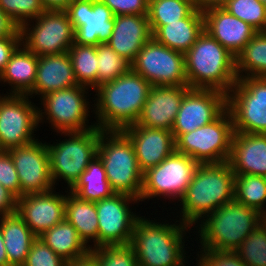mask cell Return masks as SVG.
Segmentation results:
<instances>
[{
    "mask_svg": "<svg viewBox=\"0 0 266 266\" xmlns=\"http://www.w3.org/2000/svg\"><path fill=\"white\" fill-rule=\"evenodd\" d=\"M3 151H4V149H3V147H2V145L0 143V153L3 152Z\"/></svg>",
    "mask_w": 266,
    "mask_h": 266,
    "instance_id": "obj_52",
    "label": "cell"
},
{
    "mask_svg": "<svg viewBox=\"0 0 266 266\" xmlns=\"http://www.w3.org/2000/svg\"><path fill=\"white\" fill-rule=\"evenodd\" d=\"M0 184L20 198V183L9 151L0 153Z\"/></svg>",
    "mask_w": 266,
    "mask_h": 266,
    "instance_id": "obj_42",
    "label": "cell"
},
{
    "mask_svg": "<svg viewBox=\"0 0 266 266\" xmlns=\"http://www.w3.org/2000/svg\"><path fill=\"white\" fill-rule=\"evenodd\" d=\"M0 266H9L8 256L4 246V239L0 226Z\"/></svg>",
    "mask_w": 266,
    "mask_h": 266,
    "instance_id": "obj_51",
    "label": "cell"
},
{
    "mask_svg": "<svg viewBox=\"0 0 266 266\" xmlns=\"http://www.w3.org/2000/svg\"><path fill=\"white\" fill-rule=\"evenodd\" d=\"M203 16L204 30L234 56H237L258 32L222 7L209 8L203 11Z\"/></svg>",
    "mask_w": 266,
    "mask_h": 266,
    "instance_id": "obj_22",
    "label": "cell"
},
{
    "mask_svg": "<svg viewBox=\"0 0 266 266\" xmlns=\"http://www.w3.org/2000/svg\"><path fill=\"white\" fill-rule=\"evenodd\" d=\"M72 0H40L45 10H65Z\"/></svg>",
    "mask_w": 266,
    "mask_h": 266,
    "instance_id": "obj_48",
    "label": "cell"
},
{
    "mask_svg": "<svg viewBox=\"0 0 266 266\" xmlns=\"http://www.w3.org/2000/svg\"><path fill=\"white\" fill-rule=\"evenodd\" d=\"M151 38L148 15H117L114 16V27L107 44L118 55L132 63Z\"/></svg>",
    "mask_w": 266,
    "mask_h": 266,
    "instance_id": "obj_23",
    "label": "cell"
},
{
    "mask_svg": "<svg viewBox=\"0 0 266 266\" xmlns=\"http://www.w3.org/2000/svg\"><path fill=\"white\" fill-rule=\"evenodd\" d=\"M20 32L22 44L37 56L68 52L74 43L75 31L65 10H45Z\"/></svg>",
    "mask_w": 266,
    "mask_h": 266,
    "instance_id": "obj_12",
    "label": "cell"
},
{
    "mask_svg": "<svg viewBox=\"0 0 266 266\" xmlns=\"http://www.w3.org/2000/svg\"><path fill=\"white\" fill-rule=\"evenodd\" d=\"M88 89L90 88L76 85L71 88L52 91L41 97L40 102L43 109L38 108V123H44L46 119L45 122L49 121V125L51 124L52 129L57 134L83 132L96 127L95 123L88 125V116L90 117L88 109L91 105L87 98Z\"/></svg>",
    "mask_w": 266,
    "mask_h": 266,
    "instance_id": "obj_8",
    "label": "cell"
},
{
    "mask_svg": "<svg viewBox=\"0 0 266 266\" xmlns=\"http://www.w3.org/2000/svg\"><path fill=\"white\" fill-rule=\"evenodd\" d=\"M236 75L238 78L266 77V31L257 32L237 54Z\"/></svg>",
    "mask_w": 266,
    "mask_h": 266,
    "instance_id": "obj_32",
    "label": "cell"
},
{
    "mask_svg": "<svg viewBox=\"0 0 266 266\" xmlns=\"http://www.w3.org/2000/svg\"><path fill=\"white\" fill-rule=\"evenodd\" d=\"M79 85L76 81L70 56L67 52L57 55L38 56L36 80L33 89L27 94L44 95L57 90ZM34 94V95H33Z\"/></svg>",
    "mask_w": 266,
    "mask_h": 266,
    "instance_id": "obj_25",
    "label": "cell"
},
{
    "mask_svg": "<svg viewBox=\"0 0 266 266\" xmlns=\"http://www.w3.org/2000/svg\"><path fill=\"white\" fill-rule=\"evenodd\" d=\"M0 226L9 266H22L37 236L17 212L0 216Z\"/></svg>",
    "mask_w": 266,
    "mask_h": 266,
    "instance_id": "obj_28",
    "label": "cell"
},
{
    "mask_svg": "<svg viewBox=\"0 0 266 266\" xmlns=\"http://www.w3.org/2000/svg\"><path fill=\"white\" fill-rule=\"evenodd\" d=\"M97 156L104 165L111 189L140 199L143 173L132 143L121 130H101Z\"/></svg>",
    "mask_w": 266,
    "mask_h": 266,
    "instance_id": "obj_6",
    "label": "cell"
},
{
    "mask_svg": "<svg viewBox=\"0 0 266 266\" xmlns=\"http://www.w3.org/2000/svg\"><path fill=\"white\" fill-rule=\"evenodd\" d=\"M140 200L124 193H114L95 202L98 218V247L106 245H128L131 243L134 226L139 218L132 212L130 203Z\"/></svg>",
    "mask_w": 266,
    "mask_h": 266,
    "instance_id": "obj_15",
    "label": "cell"
},
{
    "mask_svg": "<svg viewBox=\"0 0 266 266\" xmlns=\"http://www.w3.org/2000/svg\"><path fill=\"white\" fill-rule=\"evenodd\" d=\"M22 44L21 37L0 38V74L5 69L15 50Z\"/></svg>",
    "mask_w": 266,
    "mask_h": 266,
    "instance_id": "obj_45",
    "label": "cell"
},
{
    "mask_svg": "<svg viewBox=\"0 0 266 266\" xmlns=\"http://www.w3.org/2000/svg\"><path fill=\"white\" fill-rule=\"evenodd\" d=\"M4 95L0 94V143L8 151L37 140L38 106L28 95Z\"/></svg>",
    "mask_w": 266,
    "mask_h": 266,
    "instance_id": "obj_14",
    "label": "cell"
},
{
    "mask_svg": "<svg viewBox=\"0 0 266 266\" xmlns=\"http://www.w3.org/2000/svg\"><path fill=\"white\" fill-rule=\"evenodd\" d=\"M152 85L132 69L96 88L92 111L101 130H123L134 125L141 114ZM95 109V110H94Z\"/></svg>",
    "mask_w": 266,
    "mask_h": 266,
    "instance_id": "obj_1",
    "label": "cell"
},
{
    "mask_svg": "<svg viewBox=\"0 0 266 266\" xmlns=\"http://www.w3.org/2000/svg\"><path fill=\"white\" fill-rule=\"evenodd\" d=\"M72 22L74 43L94 45L107 43L114 27V14L100 0H72L65 9Z\"/></svg>",
    "mask_w": 266,
    "mask_h": 266,
    "instance_id": "obj_17",
    "label": "cell"
},
{
    "mask_svg": "<svg viewBox=\"0 0 266 266\" xmlns=\"http://www.w3.org/2000/svg\"><path fill=\"white\" fill-rule=\"evenodd\" d=\"M196 266H247L234 252H220L200 249ZM200 255V256H199Z\"/></svg>",
    "mask_w": 266,
    "mask_h": 266,
    "instance_id": "obj_43",
    "label": "cell"
},
{
    "mask_svg": "<svg viewBox=\"0 0 266 266\" xmlns=\"http://www.w3.org/2000/svg\"><path fill=\"white\" fill-rule=\"evenodd\" d=\"M55 192L53 189L18 198L16 212L37 237L65 219L66 195Z\"/></svg>",
    "mask_w": 266,
    "mask_h": 266,
    "instance_id": "obj_19",
    "label": "cell"
},
{
    "mask_svg": "<svg viewBox=\"0 0 266 266\" xmlns=\"http://www.w3.org/2000/svg\"><path fill=\"white\" fill-rule=\"evenodd\" d=\"M234 188L235 173L228 162L200 164L180 199L179 221L190 227L198 225L205 216L234 201Z\"/></svg>",
    "mask_w": 266,
    "mask_h": 266,
    "instance_id": "obj_2",
    "label": "cell"
},
{
    "mask_svg": "<svg viewBox=\"0 0 266 266\" xmlns=\"http://www.w3.org/2000/svg\"><path fill=\"white\" fill-rule=\"evenodd\" d=\"M196 9L194 0H149L150 26H163L186 18Z\"/></svg>",
    "mask_w": 266,
    "mask_h": 266,
    "instance_id": "obj_35",
    "label": "cell"
},
{
    "mask_svg": "<svg viewBox=\"0 0 266 266\" xmlns=\"http://www.w3.org/2000/svg\"><path fill=\"white\" fill-rule=\"evenodd\" d=\"M131 64L132 70L152 86L188 85L185 54L166 47L153 37L141 48Z\"/></svg>",
    "mask_w": 266,
    "mask_h": 266,
    "instance_id": "obj_13",
    "label": "cell"
},
{
    "mask_svg": "<svg viewBox=\"0 0 266 266\" xmlns=\"http://www.w3.org/2000/svg\"><path fill=\"white\" fill-rule=\"evenodd\" d=\"M150 28L157 42L185 54L204 31L203 12L196 8L189 16L177 22Z\"/></svg>",
    "mask_w": 266,
    "mask_h": 266,
    "instance_id": "obj_26",
    "label": "cell"
},
{
    "mask_svg": "<svg viewBox=\"0 0 266 266\" xmlns=\"http://www.w3.org/2000/svg\"><path fill=\"white\" fill-rule=\"evenodd\" d=\"M66 266H98L97 260L89 253L88 255L68 262Z\"/></svg>",
    "mask_w": 266,
    "mask_h": 266,
    "instance_id": "obj_50",
    "label": "cell"
},
{
    "mask_svg": "<svg viewBox=\"0 0 266 266\" xmlns=\"http://www.w3.org/2000/svg\"><path fill=\"white\" fill-rule=\"evenodd\" d=\"M0 8L19 28L45 11L40 0H0Z\"/></svg>",
    "mask_w": 266,
    "mask_h": 266,
    "instance_id": "obj_40",
    "label": "cell"
},
{
    "mask_svg": "<svg viewBox=\"0 0 266 266\" xmlns=\"http://www.w3.org/2000/svg\"><path fill=\"white\" fill-rule=\"evenodd\" d=\"M67 263L37 237L32 242L30 251L22 266H66Z\"/></svg>",
    "mask_w": 266,
    "mask_h": 266,
    "instance_id": "obj_41",
    "label": "cell"
},
{
    "mask_svg": "<svg viewBox=\"0 0 266 266\" xmlns=\"http://www.w3.org/2000/svg\"><path fill=\"white\" fill-rule=\"evenodd\" d=\"M263 3H264V5H265V7H266V0H261Z\"/></svg>",
    "mask_w": 266,
    "mask_h": 266,
    "instance_id": "obj_53",
    "label": "cell"
},
{
    "mask_svg": "<svg viewBox=\"0 0 266 266\" xmlns=\"http://www.w3.org/2000/svg\"><path fill=\"white\" fill-rule=\"evenodd\" d=\"M190 88L216 89L228 94L238 80L236 56L205 30L185 53Z\"/></svg>",
    "mask_w": 266,
    "mask_h": 266,
    "instance_id": "obj_4",
    "label": "cell"
},
{
    "mask_svg": "<svg viewBox=\"0 0 266 266\" xmlns=\"http://www.w3.org/2000/svg\"><path fill=\"white\" fill-rule=\"evenodd\" d=\"M21 37L20 28L0 8V38Z\"/></svg>",
    "mask_w": 266,
    "mask_h": 266,
    "instance_id": "obj_47",
    "label": "cell"
},
{
    "mask_svg": "<svg viewBox=\"0 0 266 266\" xmlns=\"http://www.w3.org/2000/svg\"><path fill=\"white\" fill-rule=\"evenodd\" d=\"M189 89L188 85L152 86L135 125L171 131L181 101Z\"/></svg>",
    "mask_w": 266,
    "mask_h": 266,
    "instance_id": "obj_21",
    "label": "cell"
},
{
    "mask_svg": "<svg viewBox=\"0 0 266 266\" xmlns=\"http://www.w3.org/2000/svg\"><path fill=\"white\" fill-rule=\"evenodd\" d=\"M70 56L76 81L79 85L97 88V49L94 45L73 43L67 52Z\"/></svg>",
    "mask_w": 266,
    "mask_h": 266,
    "instance_id": "obj_34",
    "label": "cell"
},
{
    "mask_svg": "<svg viewBox=\"0 0 266 266\" xmlns=\"http://www.w3.org/2000/svg\"><path fill=\"white\" fill-rule=\"evenodd\" d=\"M263 215L235 200L205 216L197 227L201 249L234 252L260 223ZM199 228V229H198ZM200 233V234H199Z\"/></svg>",
    "mask_w": 266,
    "mask_h": 266,
    "instance_id": "obj_5",
    "label": "cell"
},
{
    "mask_svg": "<svg viewBox=\"0 0 266 266\" xmlns=\"http://www.w3.org/2000/svg\"><path fill=\"white\" fill-rule=\"evenodd\" d=\"M18 174L20 197L56 190L50 174L48 148L40 140L8 150ZM55 187V188H54Z\"/></svg>",
    "mask_w": 266,
    "mask_h": 266,
    "instance_id": "obj_18",
    "label": "cell"
},
{
    "mask_svg": "<svg viewBox=\"0 0 266 266\" xmlns=\"http://www.w3.org/2000/svg\"><path fill=\"white\" fill-rule=\"evenodd\" d=\"M98 266H138L133 247L128 245H106L90 249Z\"/></svg>",
    "mask_w": 266,
    "mask_h": 266,
    "instance_id": "obj_39",
    "label": "cell"
},
{
    "mask_svg": "<svg viewBox=\"0 0 266 266\" xmlns=\"http://www.w3.org/2000/svg\"><path fill=\"white\" fill-rule=\"evenodd\" d=\"M228 0H194L196 8L205 11L213 7H222Z\"/></svg>",
    "mask_w": 266,
    "mask_h": 266,
    "instance_id": "obj_49",
    "label": "cell"
},
{
    "mask_svg": "<svg viewBox=\"0 0 266 266\" xmlns=\"http://www.w3.org/2000/svg\"><path fill=\"white\" fill-rule=\"evenodd\" d=\"M222 8L258 32L266 31V7L261 0H228Z\"/></svg>",
    "mask_w": 266,
    "mask_h": 266,
    "instance_id": "obj_38",
    "label": "cell"
},
{
    "mask_svg": "<svg viewBox=\"0 0 266 266\" xmlns=\"http://www.w3.org/2000/svg\"><path fill=\"white\" fill-rule=\"evenodd\" d=\"M234 132L266 134V77L238 78L227 94Z\"/></svg>",
    "mask_w": 266,
    "mask_h": 266,
    "instance_id": "obj_10",
    "label": "cell"
},
{
    "mask_svg": "<svg viewBox=\"0 0 266 266\" xmlns=\"http://www.w3.org/2000/svg\"><path fill=\"white\" fill-rule=\"evenodd\" d=\"M228 163L235 174L266 177V134L234 132Z\"/></svg>",
    "mask_w": 266,
    "mask_h": 266,
    "instance_id": "obj_24",
    "label": "cell"
},
{
    "mask_svg": "<svg viewBox=\"0 0 266 266\" xmlns=\"http://www.w3.org/2000/svg\"><path fill=\"white\" fill-rule=\"evenodd\" d=\"M65 219L76 229L80 239L92 249L98 247V218L95 202L80 199L66 191ZM93 240V247L89 245Z\"/></svg>",
    "mask_w": 266,
    "mask_h": 266,
    "instance_id": "obj_29",
    "label": "cell"
},
{
    "mask_svg": "<svg viewBox=\"0 0 266 266\" xmlns=\"http://www.w3.org/2000/svg\"><path fill=\"white\" fill-rule=\"evenodd\" d=\"M49 248L65 261L71 262L90 253L76 229L66 219L39 236Z\"/></svg>",
    "mask_w": 266,
    "mask_h": 266,
    "instance_id": "obj_30",
    "label": "cell"
},
{
    "mask_svg": "<svg viewBox=\"0 0 266 266\" xmlns=\"http://www.w3.org/2000/svg\"><path fill=\"white\" fill-rule=\"evenodd\" d=\"M18 198L0 184V216L16 213Z\"/></svg>",
    "mask_w": 266,
    "mask_h": 266,
    "instance_id": "obj_46",
    "label": "cell"
},
{
    "mask_svg": "<svg viewBox=\"0 0 266 266\" xmlns=\"http://www.w3.org/2000/svg\"><path fill=\"white\" fill-rule=\"evenodd\" d=\"M97 49V88L107 82L114 81L132 69L126 58L118 55L107 43L98 44Z\"/></svg>",
    "mask_w": 266,
    "mask_h": 266,
    "instance_id": "obj_36",
    "label": "cell"
},
{
    "mask_svg": "<svg viewBox=\"0 0 266 266\" xmlns=\"http://www.w3.org/2000/svg\"><path fill=\"white\" fill-rule=\"evenodd\" d=\"M117 15H148L149 0H100Z\"/></svg>",
    "mask_w": 266,
    "mask_h": 266,
    "instance_id": "obj_44",
    "label": "cell"
},
{
    "mask_svg": "<svg viewBox=\"0 0 266 266\" xmlns=\"http://www.w3.org/2000/svg\"><path fill=\"white\" fill-rule=\"evenodd\" d=\"M175 220L179 224L160 223L145 216L137 219L130 245L135 251L138 266H185L184 236L193 229Z\"/></svg>",
    "mask_w": 266,
    "mask_h": 266,
    "instance_id": "obj_3",
    "label": "cell"
},
{
    "mask_svg": "<svg viewBox=\"0 0 266 266\" xmlns=\"http://www.w3.org/2000/svg\"><path fill=\"white\" fill-rule=\"evenodd\" d=\"M37 65L38 56L21 44L0 74V82L11 86L7 94L27 95L34 87Z\"/></svg>",
    "mask_w": 266,
    "mask_h": 266,
    "instance_id": "obj_27",
    "label": "cell"
},
{
    "mask_svg": "<svg viewBox=\"0 0 266 266\" xmlns=\"http://www.w3.org/2000/svg\"><path fill=\"white\" fill-rule=\"evenodd\" d=\"M133 145L142 173L157 166L176 150L170 130L130 125L121 130Z\"/></svg>",
    "mask_w": 266,
    "mask_h": 266,
    "instance_id": "obj_20",
    "label": "cell"
},
{
    "mask_svg": "<svg viewBox=\"0 0 266 266\" xmlns=\"http://www.w3.org/2000/svg\"><path fill=\"white\" fill-rule=\"evenodd\" d=\"M227 109V94L216 89L190 88L184 95L171 132L175 141L216 120Z\"/></svg>",
    "mask_w": 266,
    "mask_h": 266,
    "instance_id": "obj_16",
    "label": "cell"
},
{
    "mask_svg": "<svg viewBox=\"0 0 266 266\" xmlns=\"http://www.w3.org/2000/svg\"><path fill=\"white\" fill-rule=\"evenodd\" d=\"M200 164L176 150L143 173L140 201L157 197L180 201Z\"/></svg>",
    "mask_w": 266,
    "mask_h": 266,
    "instance_id": "obj_11",
    "label": "cell"
},
{
    "mask_svg": "<svg viewBox=\"0 0 266 266\" xmlns=\"http://www.w3.org/2000/svg\"><path fill=\"white\" fill-rule=\"evenodd\" d=\"M68 191H71L80 199L90 202H98L115 193L107 180L104 165L97 155L80 175L75 185Z\"/></svg>",
    "mask_w": 266,
    "mask_h": 266,
    "instance_id": "obj_31",
    "label": "cell"
},
{
    "mask_svg": "<svg viewBox=\"0 0 266 266\" xmlns=\"http://www.w3.org/2000/svg\"><path fill=\"white\" fill-rule=\"evenodd\" d=\"M234 200L266 217V178L250 174H235Z\"/></svg>",
    "mask_w": 266,
    "mask_h": 266,
    "instance_id": "obj_33",
    "label": "cell"
},
{
    "mask_svg": "<svg viewBox=\"0 0 266 266\" xmlns=\"http://www.w3.org/2000/svg\"><path fill=\"white\" fill-rule=\"evenodd\" d=\"M69 137L64 141L47 144L50 159V174L54 185L63 179L67 190L71 189L97 155L101 129L93 127L83 132L61 133ZM56 183V184H55Z\"/></svg>",
    "mask_w": 266,
    "mask_h": 266,
    "instance_id": "obj_7",
    "label": "cell"
},
{
    "mask_svg": "<svg viewBox=\"0 0 266 266\" xmlns=\"http://www.w3.org/2000/svg\"><path fill=\"white\" fill-rule=\"evenodd\" d=\"M234 134L232 116L226 109L216 120L182 134L176 142V151L193 158L199 164L228 162Z\"/></svg>",
    "mask_w": 266,
    "mask_h": 266,
    "instance_id": "obj_9",
    "label": "cell"
},
{
    "mask_svg": "<svg viewBox=\"0 0 266 266\" xmlns=\"http://www.w3.org/2000/svg\"><path fill=\"white\" fill-rule=\"evenodd\" d=\"M234 253L247 266H266V217Z\"/></svg>",
    "mask_w": 266,
    "mask_h": 266,
    "instance_id": "obj_37",
    "label": "cell"
}]
</instances>
